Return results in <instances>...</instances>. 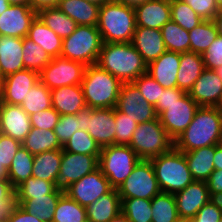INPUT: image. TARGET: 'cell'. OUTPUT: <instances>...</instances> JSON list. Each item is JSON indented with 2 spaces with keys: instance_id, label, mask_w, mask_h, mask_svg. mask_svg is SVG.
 Returning <instances> with one entry per match:
<instances>
[{
  "instance_id": "1",
  "label": "cell",
  "mask_w": 222,
  "mask_h": 222,
  "mask_svg": "<svg viewBox=\"0 0 222 222\" xmlns=\"http://www.w3.org/2000/svg\"><path fill=\"white\" fill-rule=\"evenodd\" d=\"M222 143V111L199 106L189 126L175 139L174 147L188 152Z\"/></svg>"
},
{
  "instance_id": "2",
  "label": "cell",
  "mask_w": 222,
  "mask_h": 222,
  "mask_svg": "<svg viewBox=\"0 0 222 222\" xmlns=\"http://www.w3.org/2000/svg\"><path fill=\"white\" fill-rule=\"evenodd\" d=\"M96 64L122 83L134 82L148 66L131 42L103 43Z\"/></svg>"
},
{
  "instance_id": "3",
  "label": "cell",
  "mask_w": 222,
  "mask_h": 222,
  "mask_svg": "<svg viewBox=\"0 0 222 222\" xmlns=\"http://www.w3.org/2000/svg\"><path fill=\"white\" fill-rule=\"evenodd\" d=\"M135 9L114 0L100 6L97 28L103 43H128L136 30Z\"/></svg>"
},
{
  "instance_id": "4",
  "label": "cell",
  "mask_w": 222,
  "mask_h": 222,
  "mask_svg": "<svg viewBox=\"0 0 222 222\" xmlns=\"http://www.w3.org/2000/svg\"><path fill=\"white\" fill-rule=\"evenodd\" d=\"M122 84L97 64L86 66L81 82L86 107L115 108Z\"/></svg>"
},
{
  "instance_id": "5",
  "label": "cell",
  "mask_w": 222,
  "mask_h": 222,
  "mask_svg": "<svg viewBox=\"0 0 222 222\" xmlns=\"http://www.w3.org/2000/svg\"><path fill=\"white\" fill-rule=\"evenodd\" d=\"M150 161L161 192L175 194L194 181L188 169L184 152L175 147L150 159Z\"/></svg>"
},
{
  "instance_id": "6",
  "label": "cell",
  "mask_w": 222,
  "mask_h": 222,
  "mask_svg": "<svg viewBox=\"0 0 222 222\" xmlns=\"http://www.w3.org/2000/svg\"><path fill=\"white\" fill-rule=\"evenodd\" d=\"M103 40L97 26L77 25L75 31L63 39L60 56L86 66L96 64Z\"/></svg>"
},
{
  "instance_id": "7",
  "label": "cell",
  "mask_w": 222,
  "mask_h": 222,
  "mask_svg": "<svg viewBox=\"0 0 222 222\" xmlns=\"http://www.w3.org/2000/svg\"><path fill=\"white\" fill-rule=\"evenodd\" d=\"M129 146L141 160H150L170 151L174 147V140L157 118L138 124Z\"/></svg>"
},
{
  "instance_id": "8",
  "label": "cell",
  "mask_w": 222,
  "mask_h": 222,
  "mask_svg": "<svg viewBox=\"0 0 222 222\" xmlns=\"http://www.w3.org/2000/svg\"><path fill=\"white\" fill-rule=\"evenodd\" d=\"M140 160L129 145L114 144L101 148L99 168L111 187L118 189Z\"/></svg>"
},
{
  "instance_id": "9",
  "label": "cell",
  "mask_w": 222,
  "mask_h": 222,
  "mask_svg": "<svg viewBox=\"0 0 222 222\" xmlns=\"http://www.w3.org/2000/svg\"><path fill=\"white\" fill-rule=\"evenodd\" d=\"M199 105L190 97L189 93L171 104H156L155 111L160 123L175 141V139L189 126Z\"/></svg>"
},
{
  "instance_id": "10",
  "label": "cell",
  "mask_w": 222,
  "mask_h": 222,
  "mask_svg": "<svg viewBox=\"0 0 222 222\" xmlns=\"http://www.w3.org/2000/svg\"><path fill=\"white\" fill-rule=\"evenodd\" d=\"M75 116L80 119V130L87 131L101 148L115 144L114 108L85 107Z\"/></svg>"
},
{
  "instance_id": "11",
  "label": "cell",
  "mask_w": 222,
  "mask_h": 222,
  "mask_svg": "<svg viewBox=\"0 0 222 222\" xmlns=\"http://www.w3.org/2000/svg\"><path fill=\"white\" fill-rule=\"evenodd\" d=\"M121 199L142 198L151 200L161 192L150 160H140L130 175L117 189Z\"/></svg>"
},
{
  "instance_id": "12",
  "label": "cell",
  "mask_w": 222,
  "mask_h": 222,
  "mask_svg": "<svg viewBox=\"0 0 222 222\" xmlns=\"http://www.w3.org/2000/svg\"><path fill=\"white\" fill-rule=\"evenodd\" d=\"M86 65L72 61L61 56L54 57L50 63L39 73V80L50 90L81 85Z\"/></svg>"
},
{
  "instance_id": "13",
  "label": "cell",
  "mask_w": 222,
  "mask_h": 222,
  "mask_svg": "<svg viewBox=\"0 0 222 222\" xmlns=\"http://www.w3.org/2000/svg\"><path fill=\"white\" fill-rule=\"evenodd\" d=\"M99 168V157L62 150V161L54 186L65 192L72 183Z\"/></svg>"
},
{
  "instance_id": "14",
  "label": "cell",
  "mask_w": 222,
  "mask_h": 222,
  "mask_svg": "<svg viewBox=\"0 0 222 222\" xmlns=\"http://www.w3.org/2000/svg\"><path fill=\"white\" fill-rule=\"evenodd\" d=\"M115 108L138 124L158 118L155 107L142 97L133 82L122 84Z\"/></svg>"
},
{
  "instance_id": "15",
  "label": "cell",
  "mask_w": 222,
  "mask_h": 222,
  "mask_svg": "<svg viewBox=\"0 0 222 222\" xmlns=\"http://www.w3.org/2000/svg\"><path fill=\"white\" fill-rule=\"evenodd\" d=\"M112 189L108 179L103 175L101 169L98 168L83 176L79 181L72 183L64 193L70 199L75 200L86 208Z\"/></svg>"
},
{
  "instance_id": "16",
  "label": "cell",
  "mask_w": 222,
  "mask_h": 222,
  "mask_svg": "<svg viewBox=\"0 0 222 222\" xmlns=\"http://www.w3.org/2000/svg\"><path fill=\"white\" fill-rule=\"evenodd\" d=\"M37 12L29 5H10L0 16V36L27 37Z\"/></svg>"
},
{
  "instance_id": "17",
  "label": "cell",
  "mask_w": 222,
  "mask_h": 222,
  "mask_svg": "<svg viewBox=\"0 0 222 222\" xmlns=\"http://www.w3.org/2000/svg\"><path fill=\"white\" fill-rule=\"evenodd\" d=\"M174 197L179 217L188 220L212 199L205 181H193L183 190L176 192Z\"/></svg>"
},
{
  "instance_id": "18",
  "label": "cell",
  "mask_w": 222,
  "mask_h": 222,
  "mask_svg": "<svg viewBox=\"0 0 222 222\" xmlns=\"http://www.w3.org/2000/svg\"><path fill=\"white\" fill-rule=\"evenodd\" d=\"M39 81V73L33 70H21L2 79L3 103L21 105L31 88Z\"/></svg>"
},
{
  "instance_id": "19",
  "label": "cell",
  "mask_w": 222,
  "mask_h": 222,
  "mask_svg": "<svg viewBox=\"0 0 222 222\" xmlns=\"http://www.w3.org/2000/svg\"><path fill=\"white\" fill-rule=\"evenodd\" d=\"M188 93L199 106L218 107L222 99V80L214 70L205 68Z\"/></svg>"
},
{
  "instance_id": "20",
  "label": "cell",
  "mask_w": 222,
  "mask_h": 222,
  "mask_svg": "<svg viewBox=\"0 0 222 222\" xmlns=\"http://www.w3.org/2000/svg\"><path fill=\"white\" fill-rule=\"evenodd\" d=\"M31 130L30 116L20 105L4 103L0 133L23 142Z\"/></svg>"
},
{
  "instance_id": "21",
  "label": "cell",
  "mask_w": 222,
  "mask_h": 222,
  "mask_svg": "<svg viewBox=\"0 0 222 222\" xmlns=\"http://www.w3.org/2000/svg\"><path fill=\"white\" fill-rule=\"evenodd\" d=\"M131 44L147 65L158 59L166 51L161 29L136 27Z\"/></svg>"
},
{
  "instance_id": "22",
  "label": "cell",
  "mask_w": 222,
  "mask_h": 222,
  "mask_svg": "<svg viewBox=\"0 0 222 222\" xmlns=\"http://www.w3.org/2000/svg\"><path fill=\"white\" fill-rule=\"evenodd\" d=\"M134 9L137 27L161 29L171 20L170 0H148Z\"/></svg>"
},
{
  "instance_id": "23",
  "label": "cell",
  "mask_w": 222,
  "mask_h": 222,
  "mask_svg": "<svg viewBox=\"0 0 222 222\" xmlns=\"http://www.w3.org/2000/svg\"><path fill=\"white\" fill-rule=\"evenodd\" d=\"M181 53L166 50L147 66V73L164 89L177 87Z\"/></svg>"
},
{
  "instance_id": "24",
  "label": "cell",
  "mask_w": 222,
  "mask_h": 222,
  "mask_svg": "<svg viewBox=\"0 0 222 222\" xmlns=\"http://www.w3.org/2000/svg\"><path fill=\"white\" fill-rule=\"evenodd\" d=\"M23 38L0 36L1 76L25 70L23 63Z\"/></svg>"
},
{
  "instance_id": "25",
  "label": "cell",
  "mask_w": 222,
  "mask_h": 222,
  "mask_svg": "<svg viewBox=\"0 0 222 222\" xmlns=\"http://www.w3.org/2000/svg\"><path fill=\"white\" fill-rule=\"evenodd\" d=\"M52 107L60 114H76L86 107L81 85L58 87L51 90Z\"/></svg>"
},
{
  "instance_id": "26",
  "label": "cell",
  "mask_w": 222,
  "mask_h": 222,
  "mask_svg": "<svg viewBox=\"0 0 222 222\" xmlns=\"http://www.w3.org/2000/svg\"><path fill=\"white\" fill-rule=\"evenodd\" d=\"M216 145L184 152L188 169L194 181H207L215 170L214 153Z\"/></svg>"
},
{
  "instance_id": "27",
  "label": "cell",
  "mask_w": 222,
  "mask_h": 222,
  "mask_svg": "<svg viewBox=\"0 0 222 222\" xmlns=\"http://www.w3.org/2000/svg\"><path fill=\"white\" fill-rule=\"evenodd\" d=\"M121 203L117 189H112L86 207L87 220L109 222L121 212Z\"/></svg>"
},
{
  "instance_id": "28",
  "label": "cell",
  "mask_w": 222,
  "mask_h": 222,
  "mask_svg": "<svg viewBox=\"0 0 222 222\" xmlns=\"http://www.w3.org/2000/svg\"><path fill=\"white\" fill-rule=\"evenodd\" d=\"M204 69L202 54L192 51L181 53L177 74V88L188 93Z\"/></svg>"
},
{
  "instance_id": "29",
  "label": "cell",
  "mask_w": 222,
  "mask_h": 222,
  "mask_svg": "<svg viewBox=\"0 0 222 222\" xmlns=\"http://www.w3.org/2000/svg\"><path fill=\"white\" fill-rule=\"evenodd\" d=\"M57 8L77 25L97 26L100 6L85 0H60Z\"/></svg>"
},
{
  "instance_id": "30",
  "label": "cell",
  "mask_w": 222,
  "mask_h": 222,
  "mask_svg": "<svg viewBox=\"0 0 222 222\" xmlns=\"http://www.w3.org/2000/svg\"><path fill=\"white\" fill-rule=\"evenodd\" d=\"M27 38L38 44L51 58L60 56L63 39L47 27L38 16L32 22Z\"/></svg>"
},
{
  "instance_id": "31",
  "label": "cell",
  "mask_w": 222,
  "mask_h": 222,
  "mask_svg": "<svg viewBox=\"0 0 222 222\" xmlns=\"http://www.w3.org/2000/svg\"><path fill=\"white\" fill-rule=\"evenodd\" d=\"M62 161V149L42 152L34 155L32 176L54 183L59 174Z\"/></svg>"
},
{
  "instance_id": "32",
  "label": "cell",
  "mask_w": 222,
  "mask_h": 222,
  "mask_svg": "<svg viewBox=\"0 0 222 222\" xmlns=\"http://www.w3.org/2000/svg\"><path fill=\"white\" fill-rule=\"evenodd\" d=\"M22 146L32 155L46 151L62 149L54 130H44L31 127L30 132L22 142Z\"/></svg>"
},
{
  "instance_id": "33",
  "label": "cell",
  "mask_w": 222,
  "mask_h": 222,
  "mask_svg": "<svg viewBox=\"0 0 222 222\" xmlns=\"http://www.w3.org/2000/svg\"><path fill=\"white\" fill-rule=\"evenodd\" d=\"M37 16L62 39L69 37L77 27L76 22L57 7L42 9Z\"/></svg>"
},
{
  "instance_id": "34",
  "label": "cell",
  "mask_w": 222,
  "mask_h": 222,
  "mask_svg": "<svg viewBox=\"0 0 222 222\" xmlns=\"http://www.w3.org/2000/svg\"><path fill=\"white\" fill-rule=\"evenodd\" d=\"M34 155L21 146L15 154L10 168L7 171V179L15 190L26 179L32 177Z\"/></svg>"
},
{
  "instance_id": "35",
  "label": "cell",
  "mask_w": 222,
  "mask_h": 222,
  "mask_svg": "<svg viewBox=\"0 0 222 222\" xmlns=\"http://www.w3.org/2000/svg\"><path fill=\"white\" fill-rule=\"evenodd\" d=\"M64 193H50L25 200L20 206L29 214L37 216L42 222H52L59 198Z\"/></svg>"
},
{
  "instance_id": "36",
  "label": "cell",
  "mask_w": 222,
  "mask_h": 222,
  "mask_svg": "<svg viewBox=\"0 0 222 222\" xmlns=\"http://www.w3.org/2000/svg\"><path fill=\"white\" fill-rule=\"evenodd\" d=\"M50 193H64L57 190L54 183L43 179L29 177L15 189V203L21 205L25 200Z\"/></svg>"
},
{
  "instance_id": "37",
  "label": "cell",
  "mask_w": 222,
  "mask_h": 222,
  "mask_svg": "<svg viewBox=\"0 0 222 222\" xmlns=\"http://www.w3.org/2000/svg\"><path fill=\"white\" fill-rule=\"evenodd\" d=\"M190 51L203 54L218 36L214 20H203L193 30L188 31Z\"/></svg>"
},
{
  "instance_id": "38",
  "label": "cell",
  "mask_w": 222,
  "mask_h": 222,
  "mask_svg": "<svg viewBox=\"0 0 222 222\" xmlns=\"http://www.w3.org/2000/svg\"><path fill=\"white\" fill-rule=\"evenodd\" d=\"M152 222H175L179 214L174 194L160 192L151 199Z\"/></svg>"
},
{
  "instance_id": "39",
  "label": "cell",
  "mask_w": 222,
  "mask_h": 222,
  "mask_svg": "<svg viewBox=\"0 0 222 222\" xmlns=\"http://www.w3.org/2000/svg\"><path fill=\"white\" fill-rule=\"evenodd\" d=\"M161 33L166 50L179 53L190 51L189 32L173 20L161 28Z\"/></svg>"
},
{
  "instance_id": "40",
  "label": "cell",
  "mask_w": 222,
  "mask_h": 222,
  "mask_svg": "<svg viewBox=\"0 0 222 222\" xmlns=\"http://www.w3.org/2000/svg\"><path fill=\"white\" fill-rule=\"evenodd\" d=\"M20 106L29 116L51 108V90L39 80L28 92Z\"/></svg>"
},
{
  "instance_id": "41",
  "label": "cell",
  "mask_w": 222,
  "mask_h": 222,
  "mask_svg": "<svg viewBox=\"0 0 222 222\" xmlns=\"http://www.w3.org/2000/svg\"><path fill=\"white\" fill-rule=\"evenodd\" d=\"M87 221L86 208L65 193L59 198L52 222H85Z\"/></svg>"
},
{
  "instance_id": "42",
  "label": "cell",
  "mask_w": 222,
  "mask_h": 222,
  "mask_svg": "<svg viewBox=\"0 0 222 222\" xmlns=\"http://www.w3.org/2000/svg\"><path fill=\"white\" fill-rule=\"evenodd\" d=\"M62 150L77 154L94 155L100 157L101 147L90 136L87 131L77 130L72 136L64 143Z\"/></svg>"
},
{
  "instance_id": "43",
  "label": "cell",
  "mask_w": 222,
  "mask_h": 222,
  "mask_svg": "<svg viewBox=\"0 0 222 222\" xmlns=\"http://www.w3.org/2000/svg\"><path fill=\"white\" fill-rule=\"evenodd\" d=\"M23 63L25 69L40 73L51 61V57L36 43L23 38Z\"/></svg>"
},
{
  "instance_id": "44",
  "label": "cell",
  "mask_w": 222,
  "mask_h": 222,
  "mask_svg": "<svg viewBox=\"0 0 222 222\" xmlns=\"http://www.w3.org/2000/svg\"><path fill=\"white\" fill-rule=\"evenodd\" d=\"M121 201V211L130 222H152L151 200L134 197Z\"/></svg>"
},
{
  "instance_id": "45",
  "label": "cell",
  "mask_w": 222,
  "mask_h": 222,
  "mask_svg": "<svg viewBox=\"0 0 222 222\" xmlns=\"http://www.w3.org/2000/svg\"><path fill=\"white\" fill-rule=\"evenodd\" d=\"M171 20L190 31L199 25L203 20L194 12V10L182 0H170Z\"/></svg>"
},
{
  "instance_id": "46",
  "label": "cell",
  "mask_w": 222,
  "mask_h": 222,
  "mask_svg": "<svg viewBox=\"0 0 222 222\" xmlns=\"http://www.w3.org/2000/svg\"><path fill=\"white\" fill-rule=\"evenodd\" d=\"M115 145H129L138 123L114 108Z\"/></svg>"
},
{
  "instance_id": "47",
  "label": "cell",
  "mask_w": 222,
  "mask_h": 222,
  "mask_svg": "<svg viewBox=\"0 0 222 222\" xmlns=\"http://www.w3.org/2000/svg\"><path fill=\"white\" fill-rule=\"evenodd\" d=\"M137 88L140 90L142 97L149 102V104L156 106L158 99L164 92V88L148 73L139 76L133 82Z\"/></svg>"
},
{
  "instance_id": "48",
  "label": "cell",
  "mask_w": 222,
  "mask_h": 222,
  "mask_svg": "<svg viewBox=\"0 0 222 222\" xmlns=\"http://www.w3.org/2000/svg\"><path fill=\"white\" fill-rule=\"evenodd\" d=\"M79 129L80 119H78L75 114L60 115L58 123L54 128V133L63 146L72 134Z\"/></svg>"
},
{
  "instance_id": "49",
  "label": "cell",
  "mask_w": 222,
  "mask_h": 222,
  "mask_svg": "<svg viewBox=\"0 0 222 222\" xmlns=\"http://www.w3.org/2000/svg\"><path fill=\"white\" fill-rule=\"evenodd\" d=\"M60 114L53 108H49L30 115L31 127L38 129L54 130Z\"/></svg>"
},
{
  "instance_id": "50",
  "label": "cell",
  "mask_w": 222,
  "mask_h": 222,
  "mask_svg": "<svg viewBox=\"0 0 222 222\" xmlns=\"http://www.w3.org/2000/svg\"><path fill=\"white\" fill-rule=\"evenodd\" d=\"M22 143L0 133V162L8 171L10 164Z\"/></svg>"
},
{
  "instance_id": "51",
  "label": "cell",
  "mask_w": 222,
  "mask_h": 222,
  "mask_svg": "<svg viewBox=\"0 0 222 222\" xmlns=\"http://www.w3.org/2000/svg\"><path fill=\"white\" fill-rule=\"evenodd\" d=\"M189 5L202 20H214L219 12L216 0H182Z\"/></svg>"
},
{
  "instance_id": "52",
  "label": "cell",
  "mask_w": 222,
  "mask_h": 222,
  "mask_svg": "<svg viewBox=\"0 0 222 222\" xmlns=\"http://www.w3.org/2000/svg\"><path fill=\"white\" fill-rule=\"evenodd\" d=\"M202 57L206 69L215 70L222 66V36L216 37Z\"/></svg>"
},
{
  "instance_id": "53",
  "label": "cell",
  "mask_w": 222,
  "mask_h": 222,
  "mask_svg": "<svg viewBox=\"0 0 222 222\" xmlns=\"http://www.w3.org/2000/svg\"><path fill=\"white\" fill-rule=\"evenodd\" d=\"M221 219L222 209L214 199H211L199 209L190 222H220Z\"/></svg>"
},
{
  "instance_id": "54",
  "label": "cell",
  "mask_w": 222,
  "mask_h": 222,
  "mask_svg": "<svg viewBox=\"0 0 222 222\" xmlns=\"http://www.w3.org/2000/svg\"><path fill=\"white\" fill-rule=\"evenodd\" d=\"M7 222H42L37 216L29 214L20 205L14 203L3 215Z\"/></svg>"
},
{
  "instance_id": "55",
  "label": "cell",
  "mask_w": 222,
  "mask_h": 222,
  "mask_svg": "<svg viewBox=\"0 0 222 222\" xmlns=\"http://www.w3.org/2000/svg\"><path fill=\"white\" fill-rule=\"evenodd\" d=\"M15 203V190L7 178L0 179V212L4 213Z\"/></svg>"
},
{
  "instance_id": "56",
  "label": "cell",
  "mask_w": 222,
  "mask_h": 222,
  "mask_svg": "<svg viewBox=\"0 0 222 222\" xmlns=\"http://www.w3.org/2000/svg\"><path fill=\"white\" fill-rule=\"evenodd\" d=\"M206 184L212 199L222 194V170H214Z\"/></svg>"
},
{
  "instance_id": "57",
  "label": "cell",
  "mask_w": 222,
  "mask_h": 222,
  "mask_svg": "<svg viewBox=\"0 0 222 222\" xmlns=\"http://www.w3.org/2000/svg\"><path fill=\"white\" fill-rule=\"evenodd\" d=\"M186 92L177 87L165 89L156 104H171L181 99Z\"/></svg>"
},
{
  "instance_id": "58",
  "label": "cell",
  "mask_w": 222,
  "mask_h": 222,
  "mask_svg": "<svg viewBox=\"0 0 222 222\" xmlns=\"http://www.w3.org/2000/svg\"><path fill=\"white\" fill-rule=\"evenodd\" d=\"M29 6L39 12L42 9L57 7L60 0H28Z\"/></svg>"
},
{
  "instance_id": "59",
  "label": "cell",
  "mask_w": 222,
  "mask_h": 222,
  "mask_svg": "<svg viewBox=\"0 0 222 222\" xmlns=\"http://www.w3.org/2000/svg\"><path fill=\"white\" fill-rule=\"evenodd\" d=\"M213 162L215 170H222V143L216 144Z\"/></svg>"
},
{
  "instance_id": "60",
  "label": "cell",
  "mask_w": 222,
  "mask_h": 222,
  "mask_svg": "<svg viewBox=\"0 0 222 222\" xmlns=\"http://www.w3.org/2000/svg\"><path fill=\"white\" fill-rule=\"evenodd\" d=\"M114 1L135 8L136 6L143 4L148 0H114Z\"/></svg>"
},
{
  "instance_id": "61",
  "label": "cell",
  "mask_w": 222,
  "mask_h": 222,
  "mask_svg": "<svg viewBox=\"0 0 222 222\" xmlns=\"http://www.w3.org/2000/svg\"><path fill=\"white\" fill-rule=\"evenodd\" d=\"M214 22L218 29V35L222 36V10H219V12L216 14Z\"/></svg>"
},
{
  "instance_id": "62",
  "label": "cell",
  "mask_w": 222,
  "mask_h": 222,
  "mask_svg": "<svg viewBox=\"0 0 222 222\" xmlns=\"http://www.w3.org/2000/svg\"><path fill=\"white\" fill-rule=\"evenodd\" d=\"M109 222H130L127 216L121 211L118 215H116Z\"/></svg>"
},
{
  "instance_id": "63",
  "label": "cell",
  "mask_w": 222,
  "mask_h": 222,
  "mask_svg": "<svg viewBox=\"0 0 222 222\" xmlns=\"http://www.w3.org/2000/svg\"><path fill=\"white\" fill-rule=\"evenodd\" d=\"M10 5L8 0H0V16L10 7Z\"/></svg>"
},
{
  "instance_id": "64",
  "label": "cell",
  "mask_w": 222,
  "mask_h": 222,
  "mask_svg": "<svg viewBox=\"0 0 222 222\" xmlns=\"http://www.w3.org/2000/svg\"><path fill=\"white\" fill-rule=\"evenodd\" d=\"M11 5H29L28 0H8Z\"/></svg>"
},
{
  "instance_id": "65",
  "label": "cell",
  "mask_w": 222,
  "mask_h": 222,
  "mask_svg": "<svg viewBox=\"0 0 222 222\" xmlns=\"http://www.w3.org/2000/svg\"><path fill=\"white\" fill-rule=\"evenodd\" d=\"M85 1L101 6L104 3L110 2L112 0H85Z\"/></svg>"
},
{
  "instance_id": "66",
  "label": "cell",
  "mask_w": 222,
  "mask_h": 222,
  "mask_svg": "<svg viewBox=\"0 0 222 222\" xmlns=\"http://www.w3.org/2000/svg\"><path fill=\"white\" fill-rule=\"evenodd\" d=\"M2 178H7V170L4 168V166L0 162V179Z\"/></svg>"
},
{
  "instance_id": "67",
  "label": "cell",
  "mask_w": 222,
  "mask_h": 222,
  "mask_svg": "<svg viewBox=\"0 0 222 222\" xmlns=\"http://www.w3.org/2000/svg\"><path fill=\"white\" fill-rule=\"evenodd\" d=\"M214 200L218 203V205L222 209V194L218 195L217 197L214 198Z\"/></svg>"
},
{
  "instance_id": "68",
  "label": "cell",
  "mask_w": 222,
  "mask_h": 222,
  "mask_svg": "<svg viewBox=\"0 0 222 222\" xmlns=\"http://www.w3.org/2000/svg\"><path fill=\"white\" fill-rule=\"evenodd\" d=\"M214 71L216 72L218 77L222 80V66L216 68Z\"/></svg>"
},
{
  "instance_id": "69",
  "label": "cell",
  "mask_w": 222,
  "mask_h": 222,
  "mask_svg": "<svg viewBox=\"0 0 222 222\" xmlns=\"http://www.w3.org/2000/svg\"><path fill=\"white\" fill-rule=\"evenodd\" d=\"M3 100L0 99V128H1V114H2V109H3Z\"/></svg>"
},
{
  "instance_id": "70",
  "label": "cell",
  "mask_w": 222,
  "mask_h": 222,
  "mask_svg": "<svg viewBox=\"0 0 222 222\" xmlns=\"http://www.w3.org/2000/svg\"><path fill=\"white\" fill-rule=\"evenodd\" d=\"M219 10H222V0H216Z\"/></svg>"
},
{
  "instance_id": "71",
  "label": "cell",
  "mask_w": 222,
  "mask_h": 222,
  "mask_svg": "<svg viewBox=\"0 0 222 222\" xmlns=\"http://www.w3.org/2000/svg\"><path fill=\"white\" fill-rule=\"evenodd\" d=\"M175 222H190V220H188V219H183V218H179V219L176 220Z\"/></svg>"
},
{
  "instance_id": "72",
  "label": "cell",
  "mask_w": 222,
  "mask_h": 222,
  "mask_svg": "<svg viewBox=\"0 0 222 222\" xmlns=\"http://www.w3.org/2000/svg\"><path fill=\"white\" fill-rule=\"evenodd\" d=\"M0 99H2V79H0Z\"/></svg>"
},
{
  "instance_id": "73",
  "label": "cell",
  "mask_w": 222,
  "mask_h": 222,
  "mask_svg": "<svg viewBox=\"0 0 222 222\" xmlns=\"http://www.w3.org/2000/svg\"><path fill=\"white\" fill-rule=\"evenodd\" d=\"M218 108L222 111V99H221V102L218 105Z\"/></svg>"
},
{
  "instance_id": "74",
  "label": "cell",
  "mask_w": 222,
  "mask_h": 222,
  "mask_svg": "<svg viewBox=\"0 0 222 222\" xmlns=\"http://www.w3.org/2000/svg\"><path fill=\"white\" fill-rule=\"evenodd\" d=\"M0 222H7L6 218L3 216L1 219H0Z\"/></svg>"
}]
</instances>
